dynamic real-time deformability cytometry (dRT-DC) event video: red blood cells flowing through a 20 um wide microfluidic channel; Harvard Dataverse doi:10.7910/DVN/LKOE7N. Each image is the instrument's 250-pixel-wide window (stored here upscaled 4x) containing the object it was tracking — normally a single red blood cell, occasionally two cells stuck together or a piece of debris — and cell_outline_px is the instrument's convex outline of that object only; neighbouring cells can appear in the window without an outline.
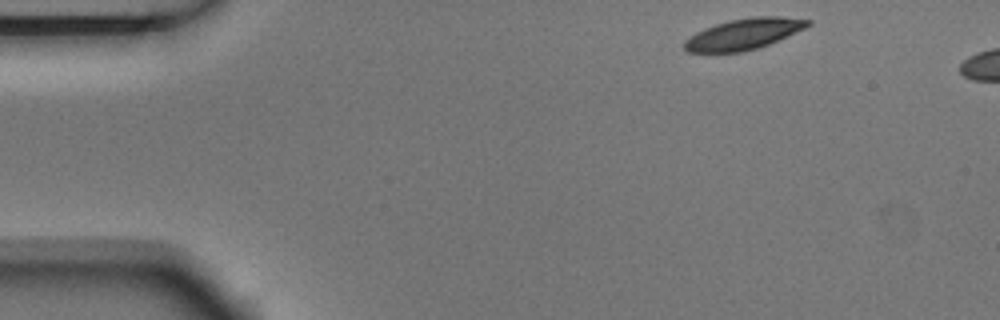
{"species": "Egyptian fruit bat (a non-hibernating species)", "species_latin": "Rousettus aegyptiacus", "temperature_condition": "room temperature", "stored_images_in_passage": 6, "camera_frame_rate_fps": 3000, "um_per_image_px": 0.085, "animal": {"sex": "male"}, "frame": {"image": 1, "passage_image": 1, "time_ms": 0.0, "image_size_px": [1000, 320], "cell_outline_px": [[812, 24], [804, 28], [768, 44], [744, 52], [688, 52], [684, 48], [684, 40], [696, 32], [704, 28], [728, 20], [752, 16], [780, 16], [812, 20]], "centroid_in_image_um": [63.2, 2.88], "position_along_channel_um": 21.8, "area_um2": 22.14}}
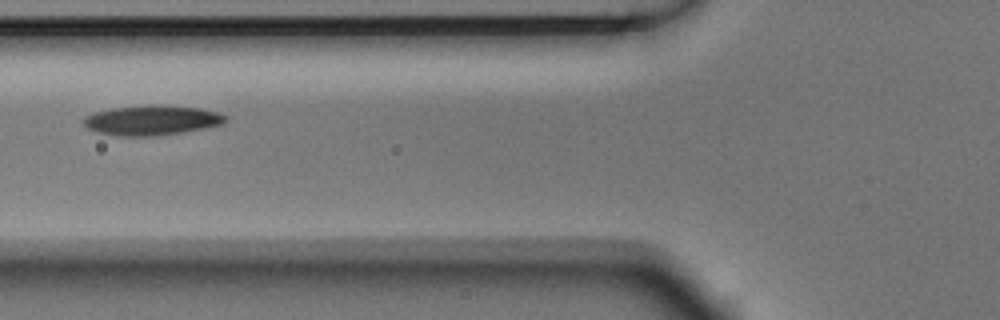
{"frame": {"image": 2, "passage_image": 5, "time_ms": 1.333, "image_size_px": [1000, 320], "cell_outline_px": [[228, 116], [224, 124], [204, 128], [180, 132], [152, 136], [116, 136], [96, 132], [88, 128], [84, 124], [84, 116], [92, 112], [112, 108], [156, 104], [164, 104], [200, 108], [216, 112]], "centroid_in_image_um": [12.89, 10.21], "position_along_channel_um": 112.9, "area_um2": 24.85}}
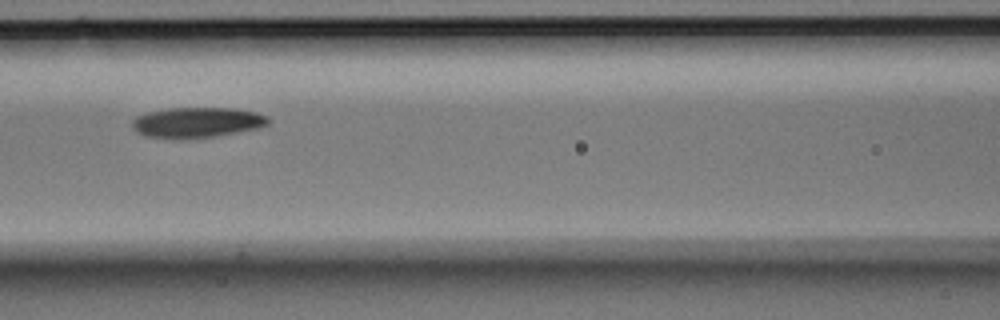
{"frame": {"image": 3, "passage_image": 6, "time_ms": 1.667, "image_size_px": [1000, 320], "cell_outline_px": [[268, 124], [256, 128], [216, 136], [148, 136], [132, 128], [132, 120], [136, 116], [148, 112], [168, 108], [236, 108], [256, 112], [268, 116]], "centroid_in_image_um": [16.78, 10.35], "position_along_channel_um": 149.8, "area_um2": 23.12}}